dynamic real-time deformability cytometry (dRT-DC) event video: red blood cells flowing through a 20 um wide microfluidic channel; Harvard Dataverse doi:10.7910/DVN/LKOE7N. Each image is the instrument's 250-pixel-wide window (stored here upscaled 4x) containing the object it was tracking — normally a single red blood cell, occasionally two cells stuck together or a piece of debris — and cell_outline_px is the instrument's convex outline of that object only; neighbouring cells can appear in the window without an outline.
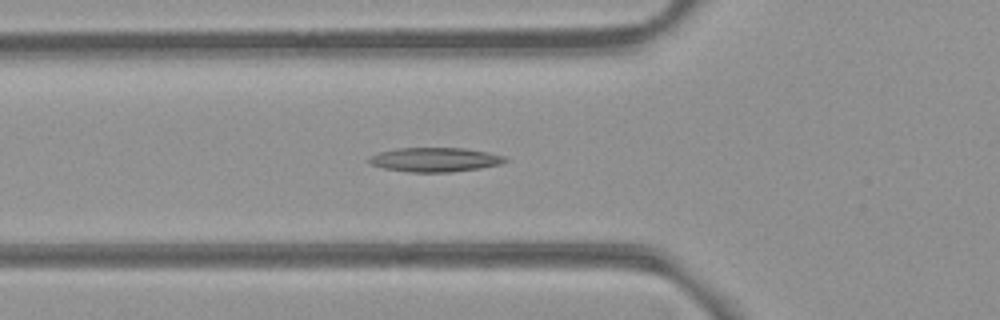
{"species": "common noctule bat (a hibernating species)", "species_latin": "Nyctalus noctula", "temperature_condition": "room temperature", "stored_images_in_passage": 39, "camera_frame_rate_fps": 3000, "um_per_image_px": 0.085, "animal": {"sex": "female", "body_mass_g": 21.9}, "frame": {"image": 1, "passage_image": 5, "time_ms": 1.333, "image_size_px": [1000, 320], "cell_outline_px": [[508, 160], [500, 164], [480, 168], [448, 172], [408, 172], [384, 168], [372, 164], [368, 160], [372, 156], [380, 152], [396, 148], [464, 148], [488, 152], [504, 156]], "centroid_in_image_um": [36.99, 13.57], "position_along_channel_um": 88.8, "area_um2": 19.02}}
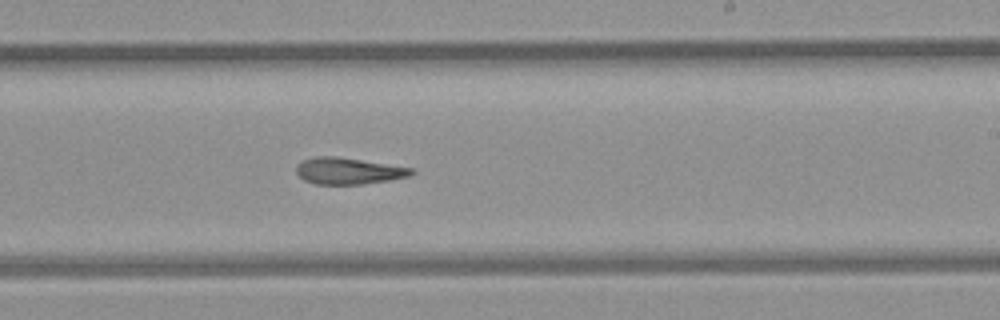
{"frame": {"image": 2, "passage_image": 18, "time_ms": 5.667, "image_size_px": [1000, 320], "cell_outline_px": [[416, 172], [408, 176], [388, 180], [364, 184], [316, 184], [304, 180], [296, 172], [296, 168], [304, 160], [316, 156], [336, 156], [412, 168]], "centroid_in_image_um": [29.61, 14.53], "position_along_channel_um": 259.4, "area_um2": 17.51}}
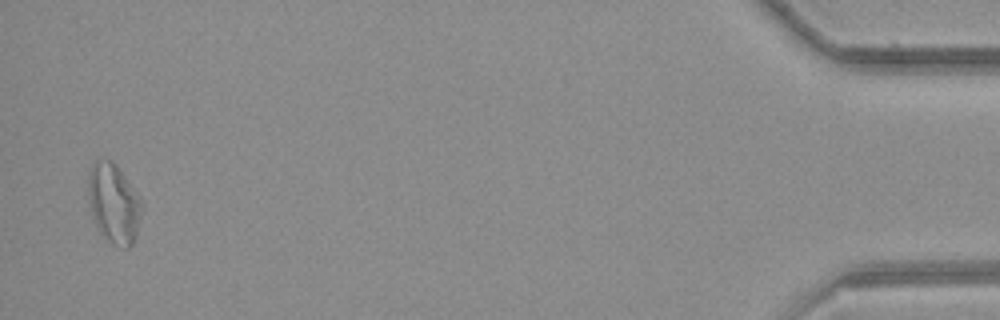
{"frame": {"image": 3, "passage_image": 38, "time_ms": 12.333, "image_size_px": [1000, 320], "cell_outline_px": [[144, 208], [136, 236], [132, 244], [128, 248], [124, 248], [108, 240], [100, 232], [96, 224], [92, 212], [88, 188], [88, 176], [92, 164], [96, 160], [112, 160], [116, 164], [140, 196]], "centroid_in_image_um": [9.72, 17.27], "position_along_channel_um": 425.5, "area_um2": 24.74}, "authors_computed_cell_mechanics": {"area_um2": 18.8428, "velocity_mm_per_s": 3.921, "shape_relaxation_time_tau1_ms": null, "shape_relaxation_time_tau2_ms": 5.8493, "deformation_change_tau1": null, "deformation_change_tau2": 0.1682}}